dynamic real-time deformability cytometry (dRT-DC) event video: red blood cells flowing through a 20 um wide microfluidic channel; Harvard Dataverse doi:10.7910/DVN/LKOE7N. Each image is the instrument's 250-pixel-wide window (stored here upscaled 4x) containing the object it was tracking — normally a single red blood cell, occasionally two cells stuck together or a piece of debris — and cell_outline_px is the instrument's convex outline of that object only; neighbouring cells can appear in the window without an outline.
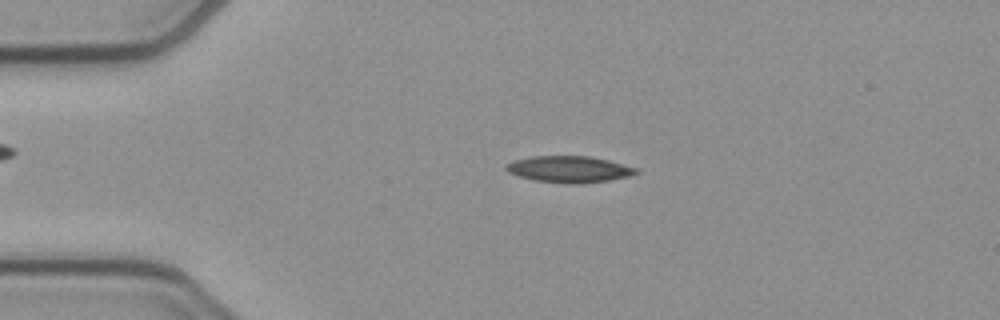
{"species": "common noctule bat (a hibernating species)", "species_latin": "Nyctalus noctula", "temperature_condition": "cold", "stored_images_in_passage": 51, "camera_frame_rate_fps": 3000, "um_per_image_px": 0.085, "animal": {"sex": "female", "body_mass_g": 21.9}, "frame": {"image": 1, "passage_image": 10, "time_ms": 3.0, "image_size_px": [1000, 320], "cell_outline_px": [[640, 172], [628, 176], [608, 180], [580, 184], [568, 184], [532, 180], [508, 172], [504, 168], [504, 164], [512, 160], [532, 156], [592, 156], [608, 160], [636, 168]], "centroid_in_image_um": [48.32, 14.38], "position_along_channel_um": 36.7, "area_um2": 20.17}}
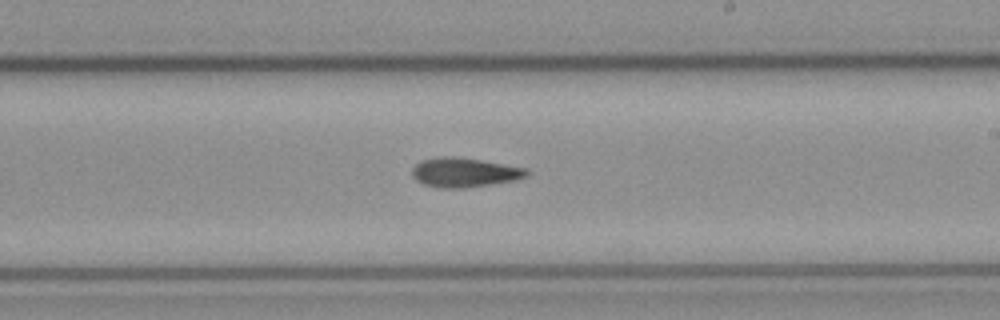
{"frame": {"image": 2, "passage_image": 29, "time_ms": 9.333, "image_size_px": [1000, 320], "cell_outline_px": [[528, 176], [512, 180], [464, 188], [440, 188], [424, 184], [416, 180], [412, 176], [412, 168], [420, 160], [436, 156], [456, 156], [528, 168]], "centroid_in_image_um": [39.42, 14.64], "position_along_channel_um": 249.6, "area_um2": 19.59}}
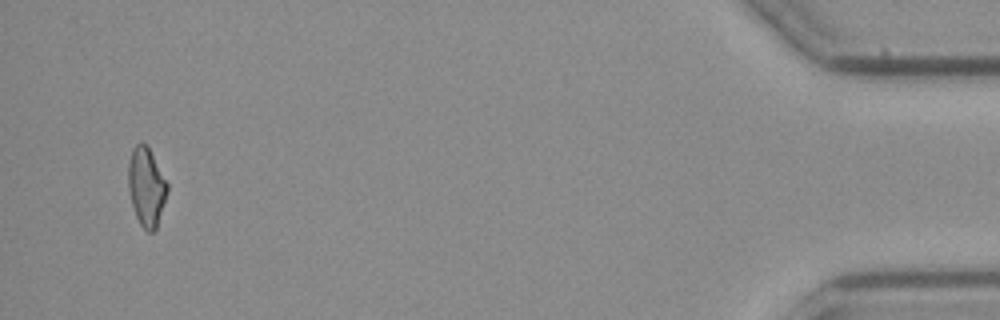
{"frame": {"image": 3, "passage_image": 49, "time_ms": 16.0, "image_size_px": [1000, 320], "cell_outline_px": [[168, 192], [156, 228], [152, 232], [148, 232], [140, 224], [136, 216], [132, 204], [128, 188], [128, 164], [132, 148], [140, 140], [148, 144], [168, 184]], "centroid_in_image_um": [12.44, 15.82], "position_along_channel_um": 422.8, "area_um2": 18.09}, "authors_computed_cell_mechanics": {"area_um2": 19.1896, "velocity_mm_per_s": 3.8934, "shape_relaxation_time_tau1_ms": 8.27, "shape_relaxation_time_tau2_ms": null, "deformation_change_tau1": 0.1808, "deformation_change_tau2": null}}